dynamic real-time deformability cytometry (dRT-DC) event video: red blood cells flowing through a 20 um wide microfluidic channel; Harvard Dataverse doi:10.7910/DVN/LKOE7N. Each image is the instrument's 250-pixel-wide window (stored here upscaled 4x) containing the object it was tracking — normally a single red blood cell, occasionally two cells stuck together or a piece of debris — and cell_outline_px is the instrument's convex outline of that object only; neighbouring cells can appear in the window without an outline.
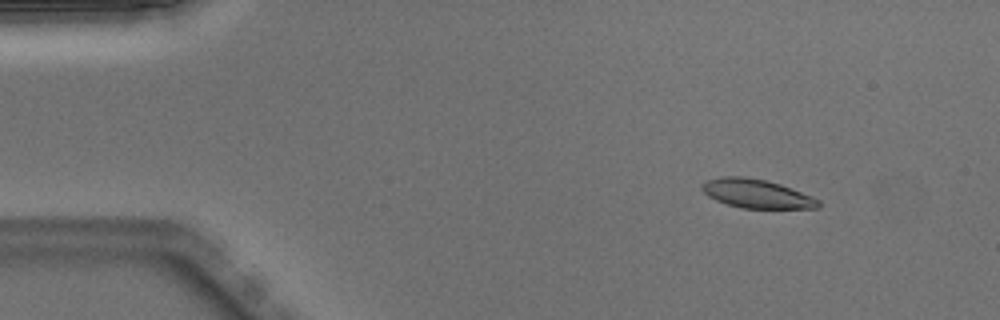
{"species": "Egyptian fruit bat (a non-hibernating species)", "species_latin": "Rousettus aegyptiacus", "temperature_condition": "warm", "stored_images_in_passage": 50, "camera_frame_rate_fps": 3000, "um_per_image_px": 0.085, "animal": {"sex": "male"}, "frame": {"image": 1, "passage_image": 6, "time_ms": 1.667, "image_size_px": [1000, 320], "cell_outline_px": [[820, 208], [740, 208], [716, 200], [708, 196], [700, 188], [700, 184], [708, 180], [720, 176], [744, 176], [764, 180], [780, 184], [812, 196], [820, 200]], "centroid_in_image_um": [64.29, 16.46], "position_along_channel_um": 20.7, "area_um2": 19.54}}
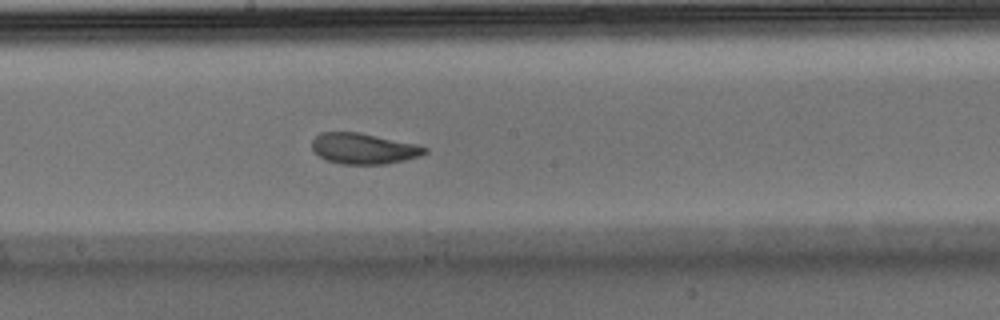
{"frame": {"image": 2, "passage_image": 27, "time_ms": 8.667, "image_size_px": [1000, 320], "cell_outline_px": [[428, 152], [420, 156], [404, 160], [384, 164], [340, 164], [328, 160], [320, 156], [312, 148], [312, 140], [320, 132], [356, 132], [416, 144], [428, 148]], "centroid_in_image_um": [30.91, 12.63], "position_along_channel_um": 217.3, "area_um2": 20.0}}
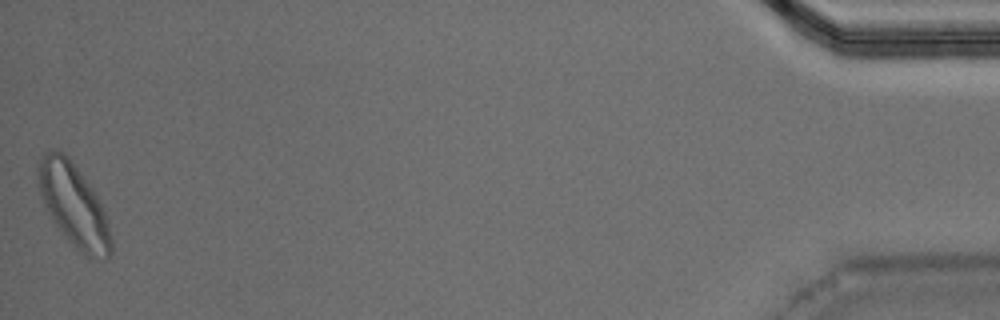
{"frame": {"image": 3, "passage_image": 50, "time_ms": 16.333, "image_size_px": [1000, 320], "cell_outline_px": [[112, 252], [104, 260], [88, 260], [72, 244], [56, 224], [44, 208], [36, 176], [36, 164], [44, 152], [64, 152], [68, 156], [92, 188], [108, 220], [112, 240]], "centroid_in_image_um": [6.26, 17.48], "position_along_channel_um": 428.9, "area_um2": 35.26}, "authors_computed_cell_mechanics": {"area_um2": 20.6346, "velocity_mm_per_s": 3.9858, "shape_relaxation_time_tau1_ms": 4.3351, "shape_relaxation_time_tau2_ms": 1.361, "deformation_change_tau1": 0.1504, "deformation_change_tau2": 0.0772}}